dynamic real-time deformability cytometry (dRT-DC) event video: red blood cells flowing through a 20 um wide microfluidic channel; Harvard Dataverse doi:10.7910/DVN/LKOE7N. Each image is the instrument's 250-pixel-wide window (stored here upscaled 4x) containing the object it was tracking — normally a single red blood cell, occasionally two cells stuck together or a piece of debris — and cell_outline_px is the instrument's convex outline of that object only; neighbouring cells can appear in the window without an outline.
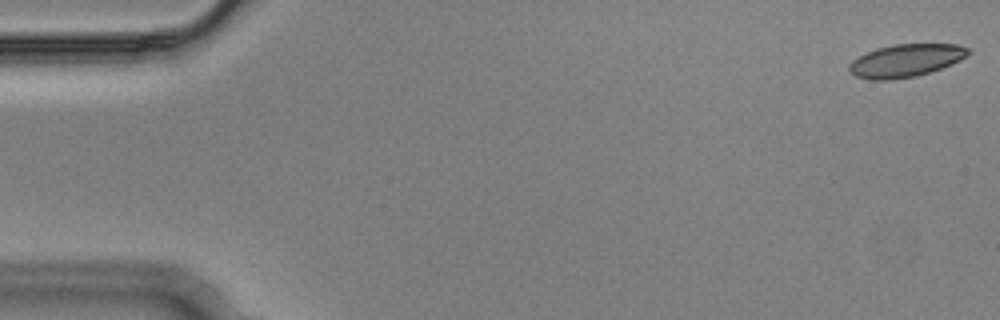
{"species": "Egyptian fruit bat (a non-hibernating species)", "species_latin": "Rousettus aegyptiacus", "temperature_condition": "cold", "stored_images_in_passage": 8, "camera_frame_rate_fps": 3000, "um_per_image_px": 0.085, "animal": {"sex": "male"}, "frame": {"image": 1, "passage_image": 1, "time_ms": 0.0, "image_size_px": [1000, 320], "cell_outline_px": [[968, 56], [952, 64], [916, 76], [892, 80], [872, 80], [856, 76], [848, 72], [848, 64], [852, 60], [876, 48], [892, 44], [956, 44], [968, 48]], "centroid_in_image_um": [76.95, 5.15], "position_along_channel_um": 8.0, "area_um2": 22.72}}